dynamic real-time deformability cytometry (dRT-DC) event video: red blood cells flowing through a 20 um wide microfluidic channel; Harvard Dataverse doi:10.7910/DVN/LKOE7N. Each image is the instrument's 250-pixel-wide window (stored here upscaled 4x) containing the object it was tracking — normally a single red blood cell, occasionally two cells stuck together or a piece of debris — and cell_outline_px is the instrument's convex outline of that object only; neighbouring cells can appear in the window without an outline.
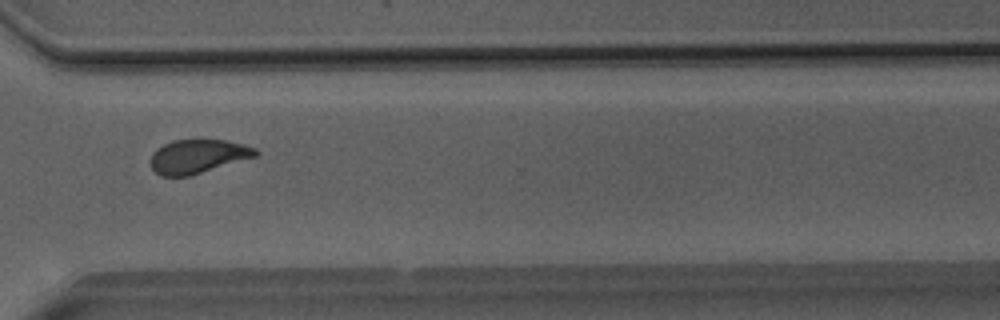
{"species": "Egyptian fruit bat (a non-hibernating species)", "species_latin": "Rousettus aegyptiacus", "temperature_condition": "room temperature", "stored_images_in_passage": 51, "camera_frame_rate_fps": 3000, "um_per_image_px": 0.085, "animal": {"sex": "male"}, "frame": {"image": 1, "passage_image": 38, "time_ms": 12.333, "image_size_px": [1000, 320], "cell_outline_px": [[260, 152], [256, 156], [188, 176], [160, 176], [152, 168], [148, 160], [152, 152], [156, 148], [172, 140], [200, 136], [224, 140], [244, 144], [256, 148]], "centroid_in_image_um": [16.77, 13.23], "position_along_channel_um": 353.8, "area_um2": 21.44}}
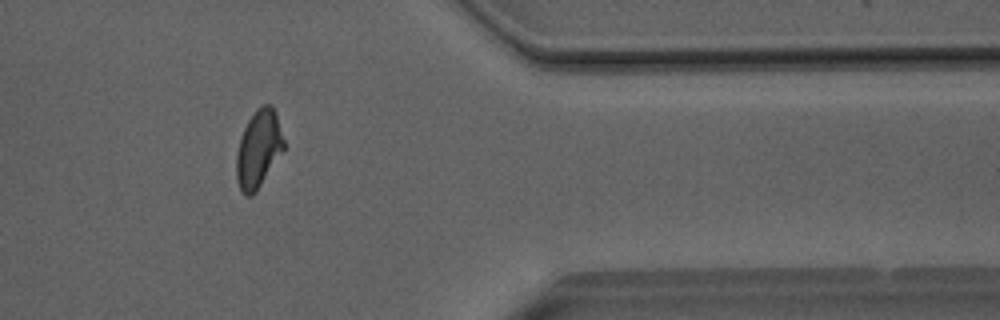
{"frame": {"image": 2, "passage_image": 42, "time_ms": 13.667, "image_size_px": [1000, 320], "cell_outline_px": [[284, 148], [256, 192], [252, 196], [244, 196], [236, 180], [236, 156], [240, 136], [248, 120], [256, 108], [264, 104], [272, 104], [276, 112], [284, 140]], "centroid_in_image_um": [21.96, 12.65], "position_along_channel_um": 389.4, "area_um2": 21.44}}
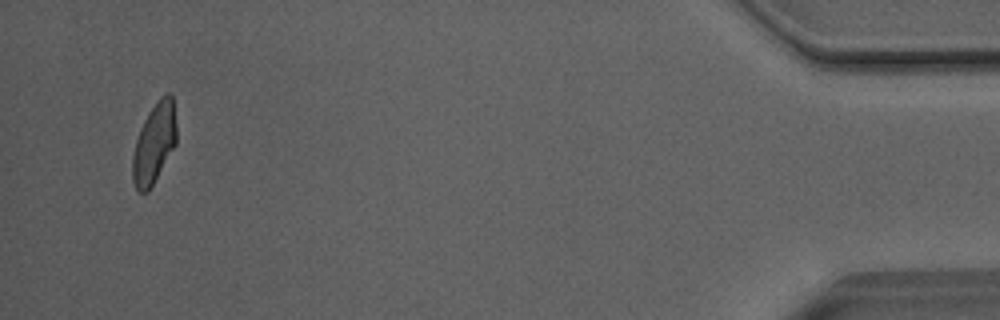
{"frame": {"image": 3, "passage_image": 49, "time_ms": 16.0, "image_size_px": [1000, 320], "cell_outline_px": [[176, 144], [148, 192], [140, 192], [136, 188], [132, 180], [132, 156], [136, 140], [140, 128], [148, 112], [160, 96], [168, 92], [172, 92], [176, 124]], "centroid_in_image_um": [13.11, 12.15], "position_along_channel_um": 422.1, "area_um2": 20.58}, "authors_computed_cell_mechanics": {"area_um2": 21.6172, "velocity_mm_per_s": 4.0458, "shape_relaxation_time_tau1_ms": 4.1676, "shape_relaxation_time_tau2_ms": 1.1835, "deformation_change_tau1": 0.142, "deformation_change_tau2": 0.0656}}